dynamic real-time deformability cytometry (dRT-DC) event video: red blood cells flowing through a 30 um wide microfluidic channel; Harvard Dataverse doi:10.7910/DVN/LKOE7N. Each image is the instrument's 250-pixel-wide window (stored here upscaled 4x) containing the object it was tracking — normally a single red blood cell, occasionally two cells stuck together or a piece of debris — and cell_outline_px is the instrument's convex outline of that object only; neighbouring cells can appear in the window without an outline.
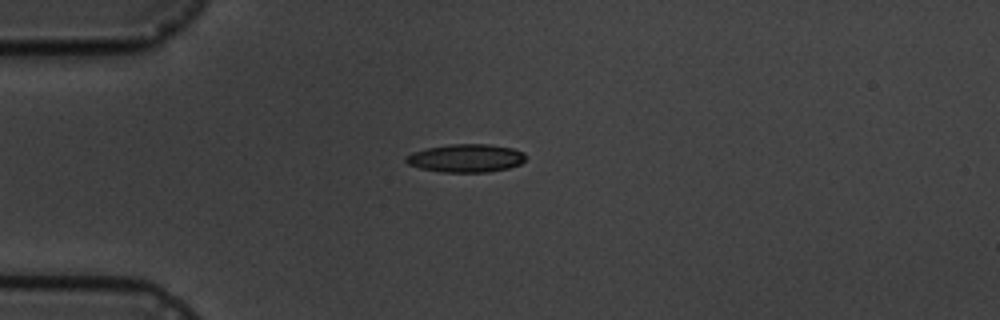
{"species": "common noctule bat (a hibernating species)", "species_latin": "Nyctalus noctula", "temperature_condition": "cold", "stored_images_in_passage": 1, "camera_frame_rate_fps": 3000, "um_per_image_px": 0.085, "animal": {"sex": "male", "body_mass_g": 19.5, "forearm_length_mm": 54.6}, "frame": {"image": 1, "passage_image": 1, "time_ms": 0.0, "image_size_px": [1000, 320], "cell_outline_px": [[528, 156], [520, 164], [508, 168], [488, 172], [440, 172], [420, 168], [408, 164], [404, 160], [404, 156], [412, 152], [428, 148], [448, 144], [488, 144], [512, 148], [524, 152]], "centroid_in_image_um": [39.6, 13.44], "position_along_channel_um": 45.4, "area_um2": 19.77}}